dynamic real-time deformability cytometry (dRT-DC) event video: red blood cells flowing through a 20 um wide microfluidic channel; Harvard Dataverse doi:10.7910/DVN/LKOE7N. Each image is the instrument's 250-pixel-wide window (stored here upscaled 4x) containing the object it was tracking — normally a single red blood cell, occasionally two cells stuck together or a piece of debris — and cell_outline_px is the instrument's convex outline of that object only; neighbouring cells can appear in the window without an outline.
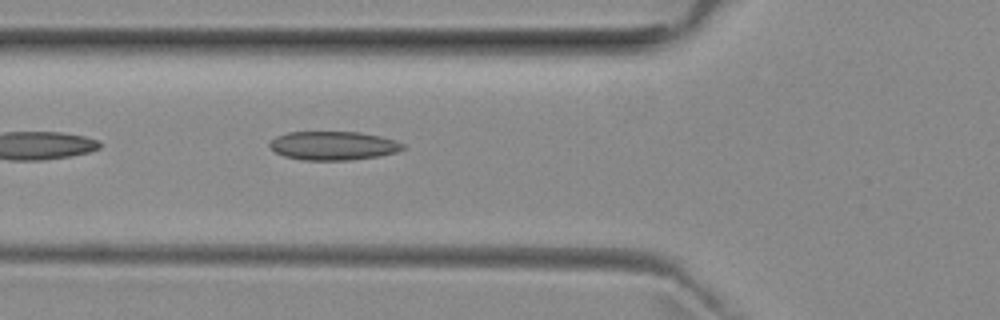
{"species": "common noctule bat (a hibernating species)", "species_latin": "Nyctalus noctula", "temperature_condition": "room temperature", "stored_images_in_passage": 9, "camera_frame_rate_fps": 3000, "um_per_image_px": 0.085, "animal": {"sex": "female", "body_mass_g": 29.2, "forearm_length_mm": 56.3}, "frame": {"image": 1, "passage_image": 3, "time_ms": 0.667, "image_size_px": [1000, 320], "cell_outline_px": [[404, 148], [396, 152], [380, 156], [352, 160], [304, 160], [284, 156], [276, 152], [268, 144], [276, 136], [288, 132], [360, 132], [380, 136], [396, 140], [404, 144]], "centroid_in_image_um": [28.35, 12.38], "position_along_channel_um": 97.5, "area_um2": 22.31}}
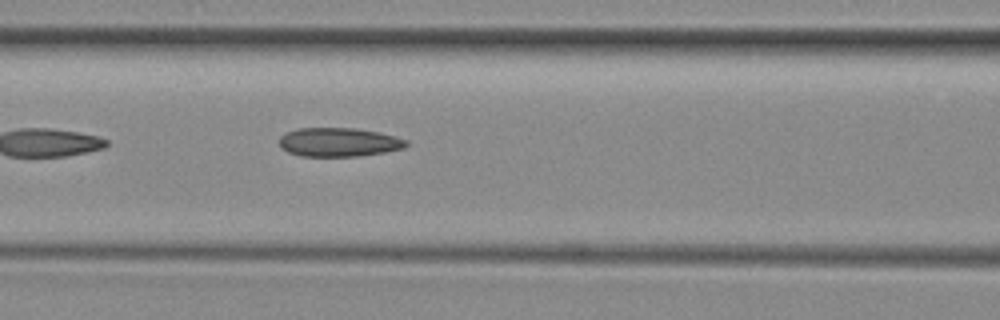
{"frame": {"image": 2, "passage_image": 6, "time_ms": 1.667, "image_size_px": [1000, 320], "cell_outline_px": [[408, 144], [404, 148], [384, 152], [356, 156], [300, 156], [288, 152], [280, 148], [280, 136], [288, 132], [300, 128], [356, 128], [396, 136], [408, 140]], "centroid_in_image_um": [28.8, 12.08], "position_along_channel_um": 137.8, "area_um2": 21.27}}